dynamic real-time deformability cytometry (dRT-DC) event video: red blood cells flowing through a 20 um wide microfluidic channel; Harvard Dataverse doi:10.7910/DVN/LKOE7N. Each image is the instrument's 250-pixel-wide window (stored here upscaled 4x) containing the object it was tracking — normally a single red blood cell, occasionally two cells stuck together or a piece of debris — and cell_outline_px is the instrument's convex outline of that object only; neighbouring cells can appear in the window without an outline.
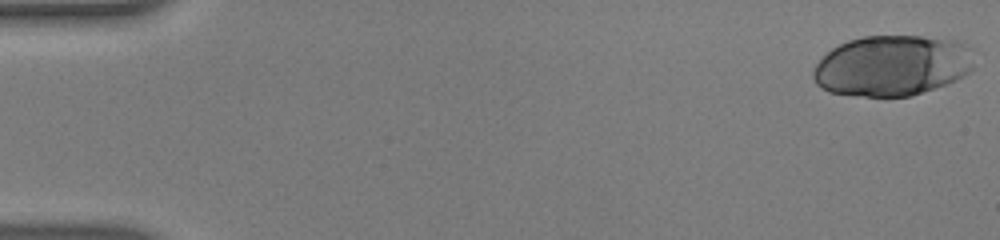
{"species": "human", "species_latin": "Homo sapiens", "temperature_condition": "warm", "stored_images_in_passage": 53, "camera_frame_rate_fps": 3000, "um_per_image_px": 0.085, "donor": {"sex": "male"}, "frame": {"image": 1, "passage_image": 1, "time_ms": 0.0, "image_size_px": [1000, 240], "cell_outline_px": [[972, 68], [964, 76], [948, 84], [908, 96], [864, 96], [828, 92], [816, 84], [812, 76], [812, 72], [816, 64], [832, 48], [848, 40], [864, 36], [920, 36], [960, 40], [968, 44], [972, 48]], "centroid_in_image_um": [75.86, 5.56], "position_along_channel_um": 9.1, "area_um2": 57.11}}
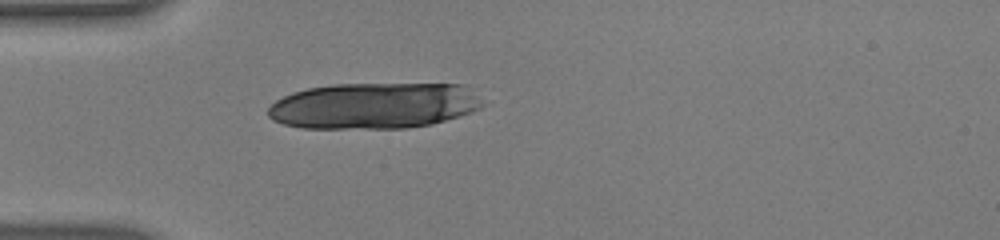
{"frame": {"image": 2, "passage_image": 16, "time_ms": 5.0, "image_size_px": [1000, 240], "cell_outline_px": [[484, 104], [480, 108], [472, 112], [460, 116], [432, 124], [408, 128], [300, 128], [284, 124], [272, 120], [268, 116], [268, 108], [276, 100], [292, 92], [308, 88], [332, 84], [464, 84]], "centroid_in_image_um": [31.76, 8.99], "position_along_channel_um": 53.2, "area_um2": 57.74}}